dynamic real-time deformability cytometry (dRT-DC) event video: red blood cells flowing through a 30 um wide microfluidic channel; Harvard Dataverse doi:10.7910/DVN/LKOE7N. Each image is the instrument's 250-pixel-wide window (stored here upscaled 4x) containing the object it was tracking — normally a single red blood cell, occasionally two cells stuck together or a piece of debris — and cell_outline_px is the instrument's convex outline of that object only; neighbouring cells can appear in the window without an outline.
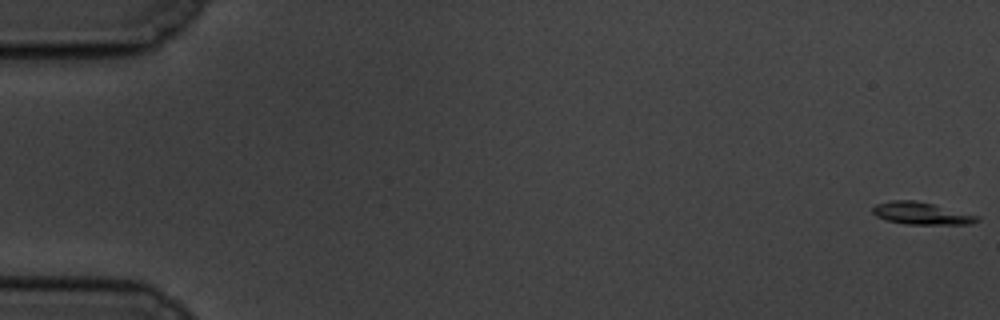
{"species": "common noctule bat (a hibernating species)", "species_latin": "Nyctalus noctula", "temperature_condition": "cold", "stored_images_in_passage": 59, "camera_frame_rate_fps": 3000, "um_per_image_px": 0.085, "animal": {"sex": "male", "body_mass_g": 19.5, "forearm_length_mm": 54.6}, "frame": {"image": 1, "passage_image": 1, "time_ms": 0.0, "image_size_px": [1000, 320], "cell_outline_px": [[980, 220], [972, 224], [904, 224], [888, 220], [876, 216], [872, 212], [872, 208], [876, 204], [892, 200], [916, 200], [980, 216]], "centroid_in_image_um": [78.32, 18.14], "position_along_channel_um": 6.7, "area_um2": 13.47}}
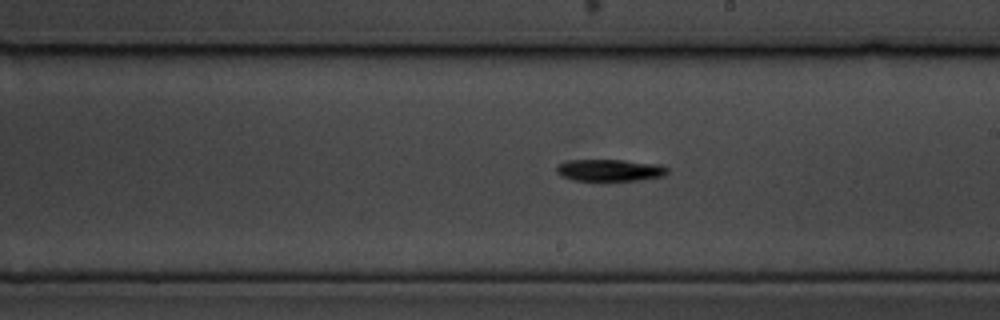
{"frame": {"image": 2, "passage_image": 34, "time_ms": 11.0, "image_size_px": [1000, 320], "cell_outline_px": [[668, 172], [664, 176], [640, 180], [572, 180], [560, 176], [556, 172], [556, 164], [568, 160], [624, 160], [660, 164], [668, 168]], "centroid_in_image_um": [51.81, 14.46], "position_along_channel_um": 237.2, "area_um2": 14.28}}
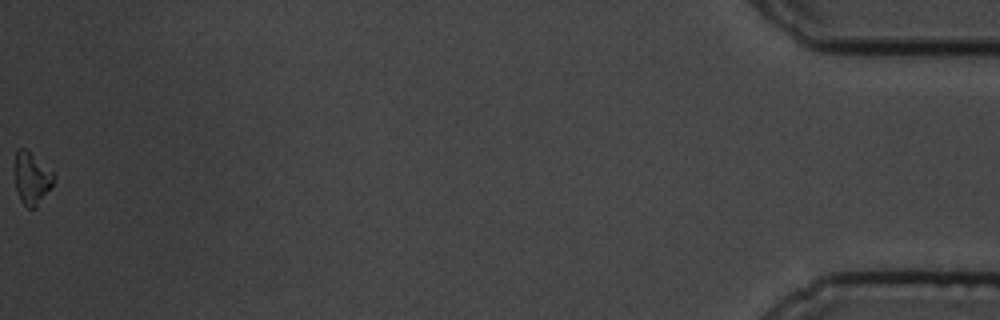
{"frame": {"image": 3, "passage_image": 59, "time_ms": 19.333, "image_size_px": [1000, 320], "cell_outline_px": [[56, 176], [52, 188], [36, 208], [28, 208], [20, 200], [16, 188], [16, 148], [24, 148], [52, 172]], "centroid_in_image_um": [2.73, 15.21], "position_along_channel_um": 432.5, "area_um2": 11.62}}